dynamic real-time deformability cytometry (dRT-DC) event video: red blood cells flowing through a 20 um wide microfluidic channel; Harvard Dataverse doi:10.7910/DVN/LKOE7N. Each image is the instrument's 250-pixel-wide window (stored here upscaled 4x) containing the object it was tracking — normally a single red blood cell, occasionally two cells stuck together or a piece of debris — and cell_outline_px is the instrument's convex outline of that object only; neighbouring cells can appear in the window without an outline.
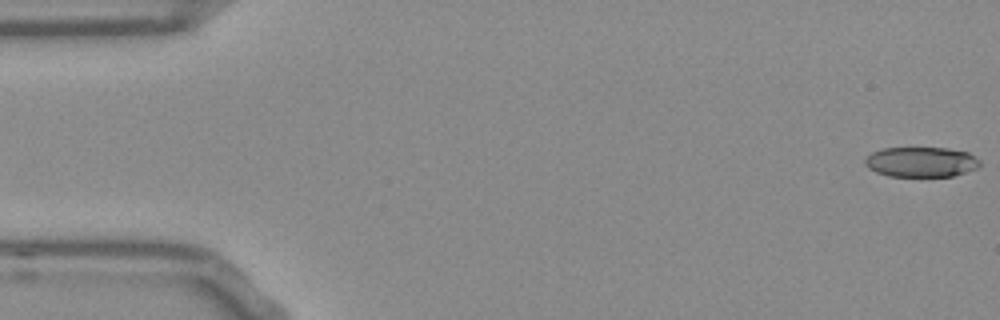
{"species": "Egyptian fruit bat (a non-hibernating species)", "species_latin": "Rousettus aegyptiacus", "temperature_condition": "room temperature", "stored_images_in_passage": 11, "camera_frame_rate_fps": 3000, "um_per_image_px": 0.085, "frame": {"image": 1, "passage_image": 1, "time_ms": 0.0, "image_size_px": [1000, 320], "cell_outline_px": [[980, 168], [952, 176], [888, 176], [876, 172], [868, 168], [864, 164], [864, 160], [872, 152], [884, 148], [948, 148], [968, 152], [980, 160]], "centroid_in_image_um": [78.31, 13.77], "position_along_channel_um": 6.7, "area_um2": 20.23}}